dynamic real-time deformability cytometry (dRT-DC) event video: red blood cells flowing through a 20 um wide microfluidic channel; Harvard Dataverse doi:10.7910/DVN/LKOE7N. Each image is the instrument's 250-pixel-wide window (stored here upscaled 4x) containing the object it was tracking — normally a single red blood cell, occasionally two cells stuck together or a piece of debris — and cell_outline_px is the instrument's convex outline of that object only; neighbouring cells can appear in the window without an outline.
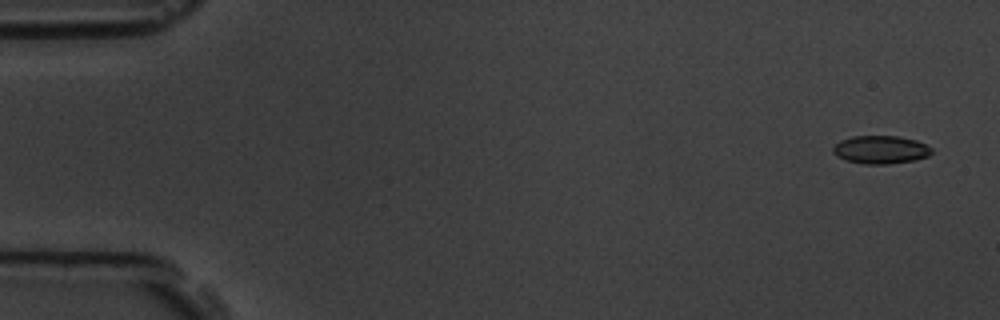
{"species": "common noctule bat (a hibernating species)", "species_latin": "Nyctalus noctula", "temperature_condition": "room temperature", "stored_images_in_passage": 5, "camera_frame_rate_fps": 3000, "um_per_image_px": 0.085, "animal": {"sex": "male", "body_mass_g": 19.5, "forearm_length_mm": 54.6}, "frame": {"image": 1, "passage_image": 1, "time_ms": 0.0, "image_size_px": [1000, 320], "cell_outline_px": [[932, 152], [928, 156], [916, 160], [888, 164], [864, 164], [844, 160], [836, 156], [832, 152], [832, 148], [840, 140], [852, 136], [900, 136], [916, 140], [932, 148]], "centroid_in_image_um": [74.83, 12.72], "position_along_channel_um": 10.2, "area_um2": 16.3}}
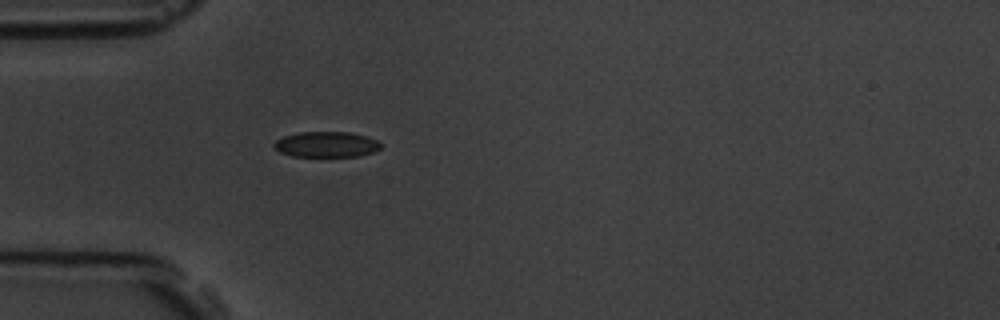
{"frame": {"image": 2, "passage_image": 5, "time_ms": 4.667, "image_size_px": [1000, 320], "cell_outline_px": [[380, 148], [372, 152], [360, 156], [292, 156], [280, 152], [272, 148], [272, 144], [276, 140], [284, 136], [300, 132], [348, 132], [364, 136], [376, 140], [380, 144]], "centroid_in_image_um": [27.68, 12.28], "position_along_channel_um": 57.3, "area_um2": 15.78}}